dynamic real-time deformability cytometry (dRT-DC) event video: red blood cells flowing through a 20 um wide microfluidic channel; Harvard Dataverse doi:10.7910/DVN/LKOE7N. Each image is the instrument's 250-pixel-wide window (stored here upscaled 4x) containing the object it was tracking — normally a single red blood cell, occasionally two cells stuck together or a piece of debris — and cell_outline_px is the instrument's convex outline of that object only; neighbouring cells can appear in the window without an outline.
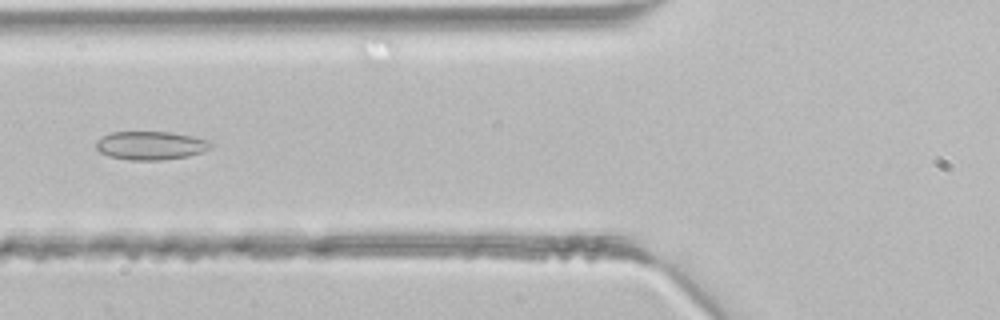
{"species": "common noctule bat (a hibernating species)", "species_latin": "Nyctalus noctula", "temperature_condition": "room temperature", "stored_images_in_passage": 38, "segment_of_instrument_passage": [1, 2], "camera_frame_rate_fps": 3000, "um_per_image_px": 0.085, "animal": {"sex": "male", "body_mass_g": 21.5, "forearm_length_mm": 52.0}, "frame": {"image": 1, "passage_image": 11, "time_ms": 3.333, "image_size_px": [1000, 320], "cell_outline_px": [[212, 148], [188, 156], [160, 160], [128, 160], [108, 156], [100, 152], [96, 148], [96, 140], [100, 136], [112, 132], [172, 132], [192, 136], [208, 140], [212, 144]], "centroid_in_image_um": [12.78, 12.36], "position_along_channel_um": 113.0, "area_um2": 19.13}}
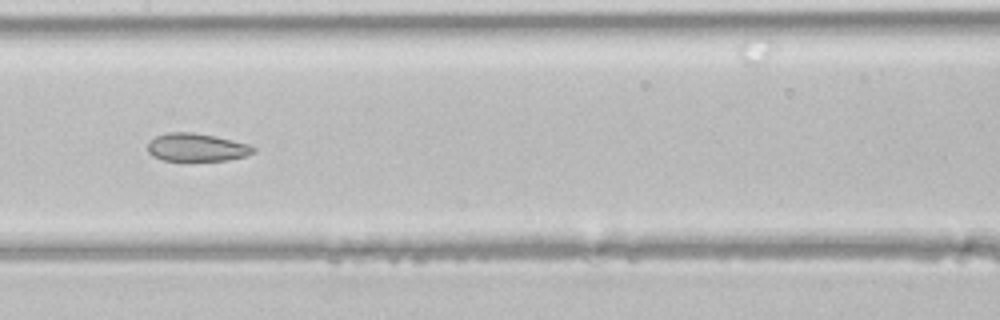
{"frame": {"image": 2, "passage_image": 16, "time_ms": 5.0, "image_size_px": [1000, 320], "cell_outline_px": [[256, 152], [244, 156], [228, 160], [164, 160], [152, 156], [148, 152], [148, 144], [156, 136], [168, 132], [192, 132], [212, 136], [248, 144], [256, 148]], "centroid_in_image_um": [16.71, 12.53], "position_along_channel_um": 190.7, "area_um2": 16.94}}
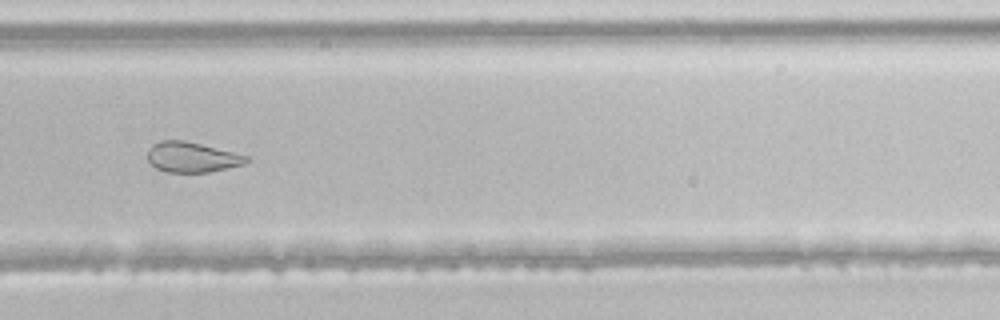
{"frame": {"image": 3, "passage_image": 24, "time_ms": 7.667, "image_size_px": [1000, 320], "cell_outline_px": [[248, 160], [244, 164], [208, 172], [168, 172], [156, 168], [148, 160], [148, 148], [152, 144], [164, 140], [184, 140], [248, 156]], "centroid_in_image_um": [16.28, 13.36], "position_along_channel_um": 313.5, "area_um2": 17.11}}